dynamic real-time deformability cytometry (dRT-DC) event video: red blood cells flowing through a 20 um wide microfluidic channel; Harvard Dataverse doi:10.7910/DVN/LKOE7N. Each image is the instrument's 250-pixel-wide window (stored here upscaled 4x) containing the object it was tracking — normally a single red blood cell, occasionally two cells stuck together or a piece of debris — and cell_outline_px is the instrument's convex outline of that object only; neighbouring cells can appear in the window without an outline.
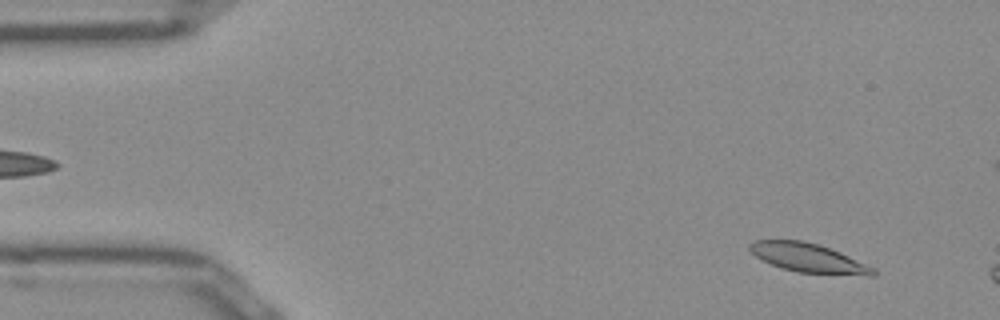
{"species": "Egyptian fruit bat (a non-hibernating species)", "species_latin": "Rousettus aegyptiacus", "temperature_condition": "room temperature", "stored_images_in_passage": 10, "camera_frame_rate_fps": 3000, "um_per_image_px": 0.085, "frame": {"image": 1, "passage_image": 4, "time_ms": 1.0, "image_size_px": [1000, 320], "cell_outline_px": [[876, 276], [868, 276], [796, 272], [780, 268], [756, 256], [748, 248], [748, 244], [756, 240], [800, 240], [820, 244], [840, 252], [876, 268]], "centroid_in_image_um": [68.76, 21.93], "position_along_channel_um": 16.2, "area_um2": 20.98}}